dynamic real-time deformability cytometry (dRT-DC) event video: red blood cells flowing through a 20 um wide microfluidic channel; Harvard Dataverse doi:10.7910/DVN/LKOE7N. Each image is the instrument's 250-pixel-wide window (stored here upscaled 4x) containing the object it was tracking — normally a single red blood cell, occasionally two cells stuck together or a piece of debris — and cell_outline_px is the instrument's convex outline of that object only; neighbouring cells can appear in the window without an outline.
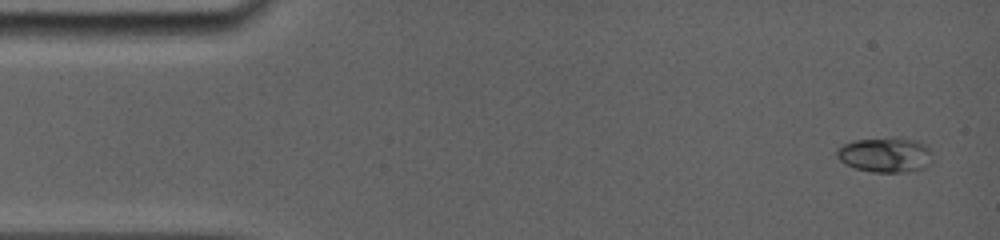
{"species": "common noctule bat (a hibernating species)", "species_latin": "Nyctalus noctula", "temperature_condition": "room temperature", "stored_images_in_passage": 8, "camera_frame_rate_fps": 5000, "um_per_image_px": 0.085, "animal": {"sex": "female", "body_mass_g": 19.0, "forearm_length_mm": 56.7}, "frame": {"image": 1, "passage_image": 1, "time_ms": 0.0, "image_size_px": [1000, 240], "cell_outline_px": [[932, 164], [924, 168], [900, 172], [872, 172], [856, 168], [844, 164], [836, 156], [836, 148], [852, 140], [900, 136], [916, 140], [924, 144], [932, 152]], "centroid_in_image_um": [75.26, 13.14], "position_along_channel_um": 9.7, "area_um2": 19.94}}
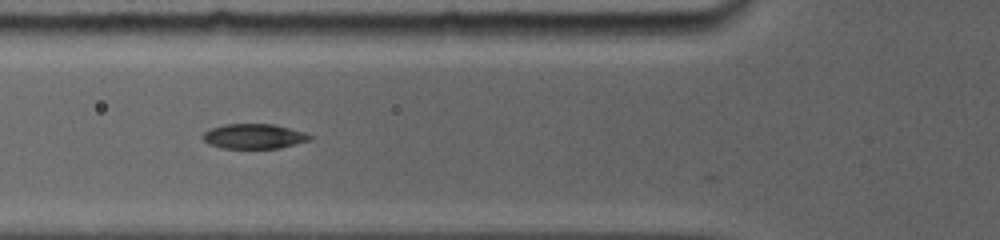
{"frame": {"image": 2, "passage_image": 7, "time_ms": 5.2, "image_size_px": [1000, 240], "cell_outline_px": [[312, 140], [280, 148], [220, 148], [208, 144], [200, 136], [204, 132], [212, 128], [224, 124], [276, 124], [304, 132], [312, 136]], "centroid_in_image_um": [21.59, 11.58], "position_along_channel_um": 104.2, "area_um2": 15.66}}
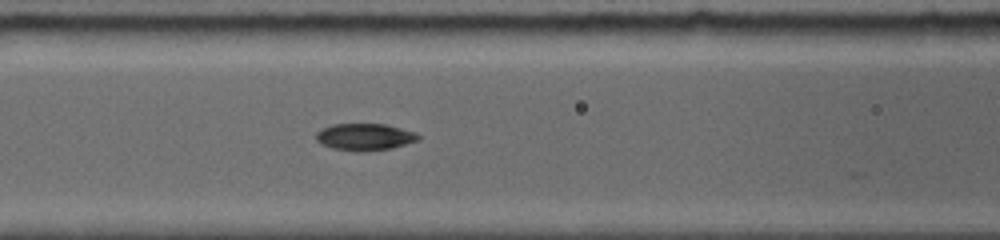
{"frame": {"image": 3, "passage_image": 8, "time_ms": 6.0, "image_size_px": [1000, 240], "cell_outline_px": [[420, 140], [392, 148], [364, 152], [360, 152], [332, 148], [320, 144], [316, 140], [316, 132], [320, 128], [332, 124], [384, 124], [416, 132], [420, 136]], "centroid_in_image_um": [30.98, 11.64], "position_along_channel_um": 135.6, "area_um2": 16.24}}